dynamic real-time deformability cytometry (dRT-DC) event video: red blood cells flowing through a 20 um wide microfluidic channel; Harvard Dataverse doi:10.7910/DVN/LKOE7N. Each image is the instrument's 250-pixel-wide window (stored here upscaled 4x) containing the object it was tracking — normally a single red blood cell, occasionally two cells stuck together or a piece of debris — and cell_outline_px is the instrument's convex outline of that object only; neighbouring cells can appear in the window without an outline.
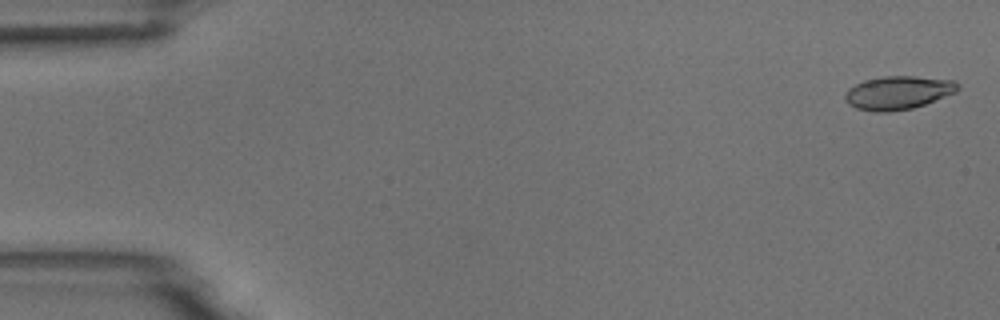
{"species": "common noctule bat (a hibernating species)", "species_latin": "Nyctalus noctula", "temperature_condition": "room temperature", "stored_images_in_passage": 5, "camera_frame_rate_fps": 3000, "um_per_image_px": 0.085, "animal": {"sex": "male", "body_mass_g": 18.8}, "frame": {"image": 1, "passage_image": 1, "time_ms": 0.0, "image_size_px": [1000, 320], "cell_outline_px": [[960, 88], [956, 92], [924, 104], [912, 108], [888, 112], [876, 112], [856, 108], [848, 104], [844, 96], [848, 88], [864, 80], [884, 76], [916, 76], [952, 80]], "centroid_in_image_um": [76.31, 7.88], "position_along_channel_um": 8.7, "area_um2": 21.79}}
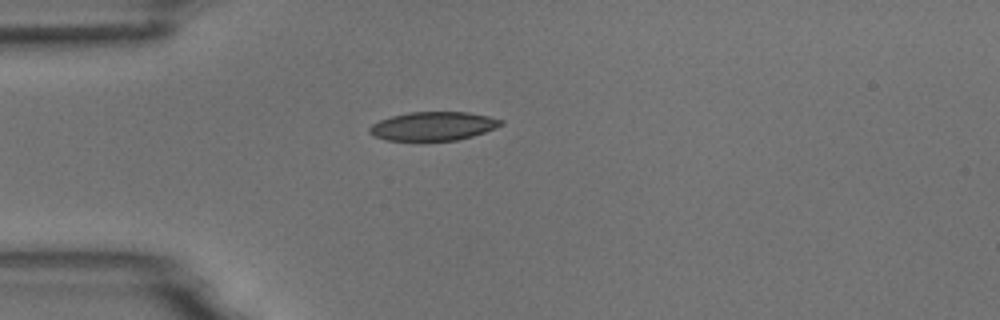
{"frame": {"image": 2, "passage_image": 5, "time_ms": 4.333, "image_size_px": [1000, 320], "cell_outline_px": [[504, 124], [496, 128], [472, 136], [456, 140], [384, 140], [372, 136], [368, 132], [368, 128], [372, 124], [380, 120], [392, 116], [408, 112], [468, 112], [488, 116], [504, 120]], "centroid_in_image_um": [36.81, 10.72], "position_along_channel_um": 48.2, "area_um2": 22.02}}